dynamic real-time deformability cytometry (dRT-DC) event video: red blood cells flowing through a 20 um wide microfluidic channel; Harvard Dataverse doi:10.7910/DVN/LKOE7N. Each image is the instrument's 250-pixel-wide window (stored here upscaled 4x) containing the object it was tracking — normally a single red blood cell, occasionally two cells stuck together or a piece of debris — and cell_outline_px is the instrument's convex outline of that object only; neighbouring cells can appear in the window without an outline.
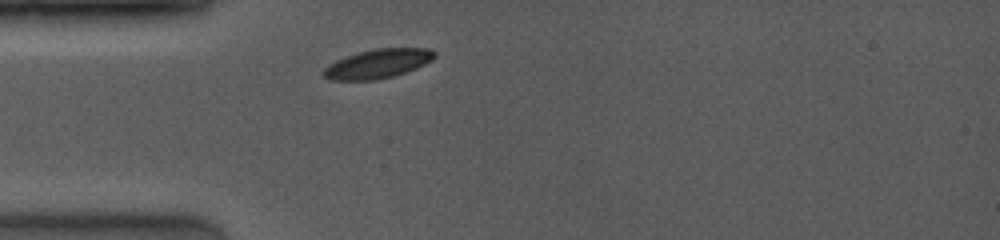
{"species": "common noctule bat (a hibernating species)", "species_latin": "Nyctalus noctula", "temperature_condition": "room temperature", "stored_images_in_passage": 3, "camera_frame_rate_fps": 4000, "um_per_image_px": 0.085, "animal": {"sex": "female", "body_mass_g": 19.0, "forearm_length_mm": 53.3}, "frame": {"image": 1, "passage_image": 1, "time_ms": 0.0, "image_size_px": [1000, 240], "cell_outline_px": [[436, 56], [432, 60], [416, 68], [392, 76], [376, 80], [332, 80], [324, 76], [320, 72], [328, 64], [344, 56], [356, 52], [376, 48], [432, 48], [436, 52]], "centroid_in_image_um": [32.09, 5.4], "position_along_channel_um": 52.9, "area_um2": 19.02}}
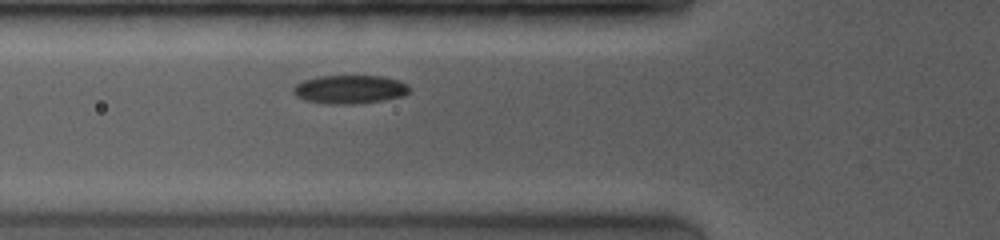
{"frame": {"image": 2, "passage_image": 3, "time_ms": 1.25, "image_size_px": [1000, 240], "cell_outline_px": [[408, 92], [404, 96], [384, 100], [356, 104], [328, 104], [304, 100], [296, 96], [292, 92], [292, 88], [296, 84], [304, 80], [316, 76], [384, 76], [408, 84]], "centroid_in_image_um": [29.7, 7.6], "position_along_channel_um": 96.1, "area_um2": 19.42}}